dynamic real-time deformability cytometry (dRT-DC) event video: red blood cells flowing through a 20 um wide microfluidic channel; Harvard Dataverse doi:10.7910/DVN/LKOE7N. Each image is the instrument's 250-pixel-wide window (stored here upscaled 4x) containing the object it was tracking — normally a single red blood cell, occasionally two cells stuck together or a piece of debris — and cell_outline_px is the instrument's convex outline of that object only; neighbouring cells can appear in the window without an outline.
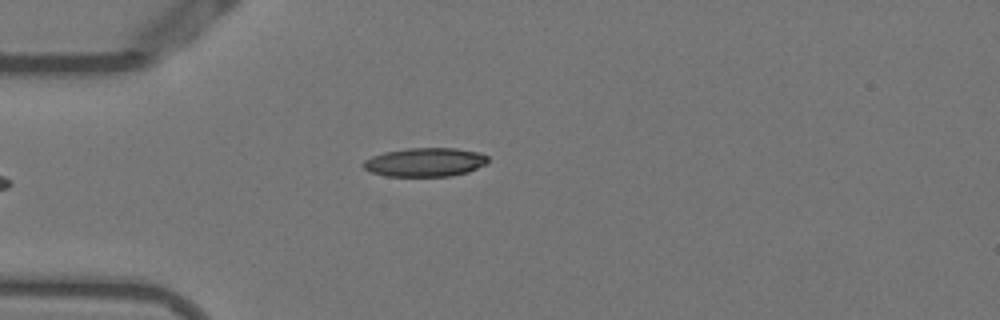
{"species": "Egyptian fruit bat (a non-hibernating species)", "species_latin": "Rousettus aegyptiacus", "temperature_condition": "warm", "stored_images_in_passage": 40, "camera_frame_rate_fps": 3000, "um_per_image_px": 0.085, "animal": {"sex": "female"}, "frame": {"image": 1, "passage_image": 1, "time_ms": 0.0, "image_size_px": [1000, 320], "cell_outline_px": [[488, 160], [484, 164], [468, 172], [448, 176], [384, 176], [372, 172], [364, 168], [360, 164], [364, 160], [372, 156], [384, 152], [408, 148], [456, 148], [480, 152], [488, 156]], "centroid_in_image_um": [36.11, 13.78], "position_along_channel_um": 48.9, "area_um2": 20.92}}
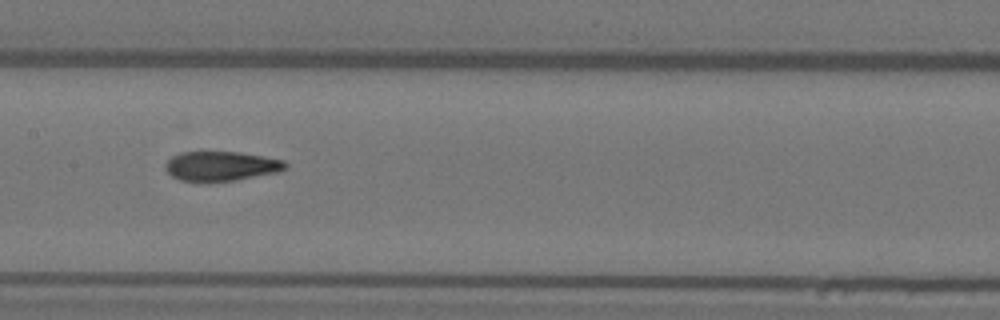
{"frame": {"image": 2, "passage_image": 13, "time_ms": 4.0, "image_size_px": [1000, 320], "cell_outline_px": [[288, 168], [276, 172], [236, 180], [200, 184], [180, 180], [172, 176], [164, 168], [164, 164], [172, 156], [180, 152], [200, 148], [240, 152], [284, 160], [288, 164]], "centroid_in_image_um": [18.7, 14.09], "position_along_channel_um": 188.7, "area_um2": 22.02}}
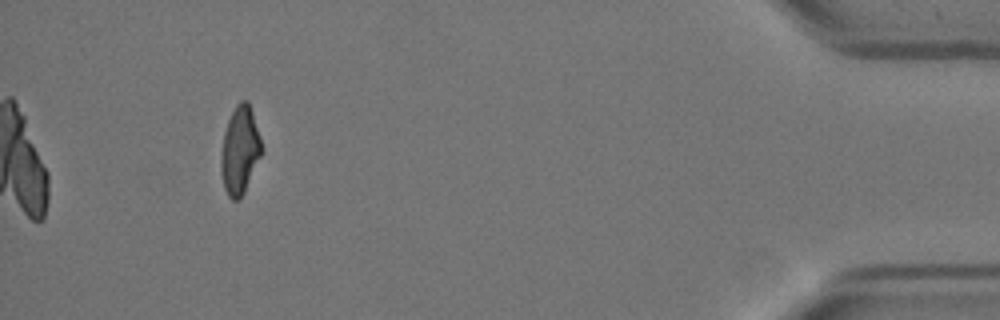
{"frame": {"image": 3, "passage_image": 36, "time_ms": 11.667, "image_size_px": [1000, 320], "cell_outline_px": [[260, 156], [244, 192], [240, 200], [232, 200], [228, 196], [224, 188], [220, 168], [220, 156], [224, 132], [228, 120], [236, 104], [240, 100], [248, 100], [260, 136]], "centroid_in_image_um": [20.35, 12.78], "position_along_channel_um": 414.8, "area_um2": 20.52}, "authors_computed_cell_mechanics": {"area_um2": 21.3571, "velocity_mm_per_s": 3.8066, "shape_relaxation_time_tau1_ms": 6.3636, "shape_relaxation_time_tau2_ms": 1.6856, "deformation_change_tau1": 0.2265, "deformation_change_tau2": 0.0947}}